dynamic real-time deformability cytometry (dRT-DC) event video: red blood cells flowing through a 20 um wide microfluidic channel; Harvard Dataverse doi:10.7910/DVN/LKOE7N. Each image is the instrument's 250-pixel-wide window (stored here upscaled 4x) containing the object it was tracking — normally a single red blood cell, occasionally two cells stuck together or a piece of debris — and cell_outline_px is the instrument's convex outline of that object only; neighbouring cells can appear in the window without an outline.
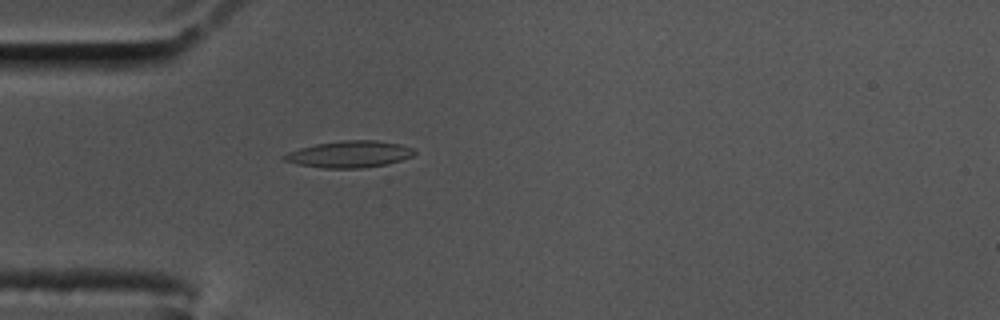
{"species": "common noctule bat (a hibernating species)", "species_latin": "Nyctalus noctula", "temperature_condition": "cold", "stored_images_in_passage": 49, "camera_frame_rate_fps": 3000, "um_per_image_px": 0.085, "animal": {"sex": "male", "body_mass_g": 17.5, "forearm_length_mm": 52.3}, "frame": {"image": 1, "passage_image": 8, "time_ms": 2.333, "image_size_px": [1000, 320], "cell_outline_px": [[416, 152], [412, 156], [388, 164], [360, 168], [324, 168], [296, 164], [284, 160], [280, 156], [288, 152], [300, 148], [316, 144], [340, 140], [376, 140], [400, 144], [412, 148]], "centroid_in_image_um": [29.68, 13.1], "position_along_channel_um": 55.3, "area_um2": 20.23}}
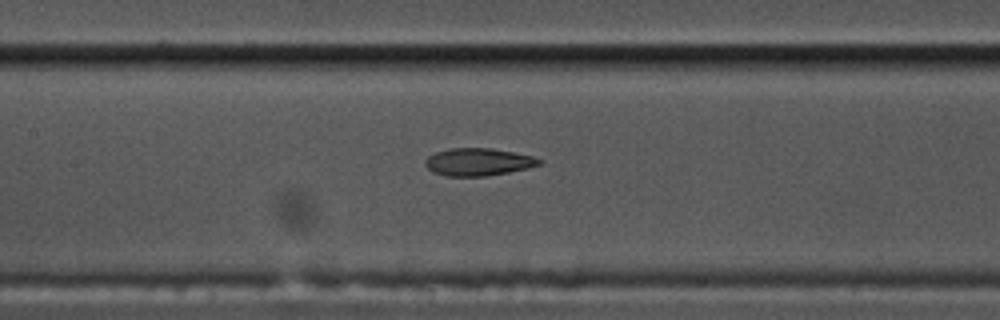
{"frame": {"image": 2, "passage_image": 18, "time_ms": 5.667, "image_size_px": [1000, 320], "cell_outline_px": [[540, 164], [528, 168], [508, 172], [484, 176], [448, 176], [432, 172], [424, 164], [424, 160], [428, 156], [436, 152], [448, 148], [492, 148], [532, 156], [540, 160]], "centroid_in_image_um": [40.59, 13.76], "position_along_channel_um": 166.8, "area_um2": 18.15}}
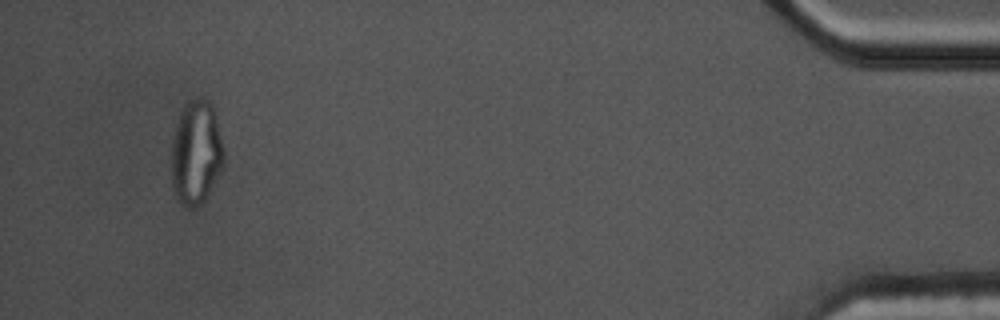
{"frame": {"image": 3, "passage_image": 46, "time_ms": 15.0, "image_size_px": [1000, 320], "cell_outline_px": [[224, 164], [204, 200], [196, 208], [188, 208], [176, 196], [172, 188], [172, 140], [176, 124], [180, 112], [184, 104], [188, 100], [196, 96], [204, 96], [212, 104], [216, 116], [224, 148]], "centroid_in_image_um": [16.67, 12.9], "position_along_channel_um": 418.5, "area_um2": 32.08}, "authors_computed_cell_mechanics": {"area_um2": 19.363, "velocity_mm_per_s": 3.5002, "shape_relaxation_time_tau1_ms": null, "shape_relaxation_time_tau2_ms": 2.2054, "deformation_change_tau1": null, "deformation_change_tau2": 0.0896}}